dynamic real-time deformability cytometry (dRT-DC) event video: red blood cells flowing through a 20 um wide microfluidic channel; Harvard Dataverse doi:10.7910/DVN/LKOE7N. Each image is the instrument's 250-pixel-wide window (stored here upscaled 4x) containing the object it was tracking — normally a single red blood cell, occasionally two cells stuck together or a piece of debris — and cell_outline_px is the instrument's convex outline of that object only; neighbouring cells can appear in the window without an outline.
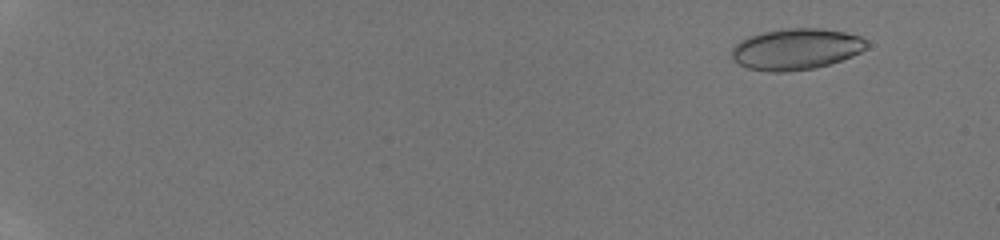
{"species": "human", "species_latin": "Homo sapiens", "temperature_condition": "room temperature", "stored_images_in_passage": 26, "camera_frame_rate_fps": 3000, "um_per_image_px": 0.085, "donor": {"sex": "male"}, "frame": {"image": 1, "passage_image": 2, "time_ms": 1.0, "image_size_px": [1000, 240], "cell_outline_px": [[868, 48], [852, 56], [816, 68], [784, 72], [768, 72], [748, 68], [732, 60], [732, 48], [740, 40], [748, 36], [764, 32], [788, 28], [824, 28], [844, 32], [860, 36], [868, 44]], "centroid_in_image_um": [67.66, 4.17], "position_along_channel_um": 17.3, "area_um2": 32.43}}
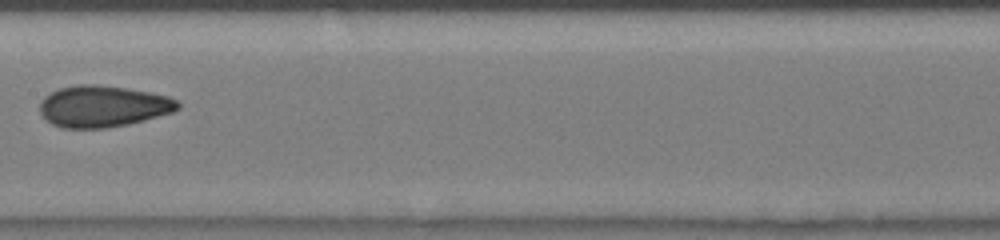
{"frame": {"image": 2, "passage_image": 13, "time_ms": 10.0, "image_size_px": [1000, 240], "cell_outline_px": [[180, 108], [172, 112], [144, 120], [128, 124], [108, 128], [64, 128], [52, 124], [40, 112], [40, 104], [44, 96], [60, 88], [80, 84], [92, 84], [124, 88], [148, 92], [168, 96], [176, 100], [180, 104]], "centroid_in_image_um": [8.75, 9.04], "position_along_channel_um": 198.6, "area_um2": 33.06}}
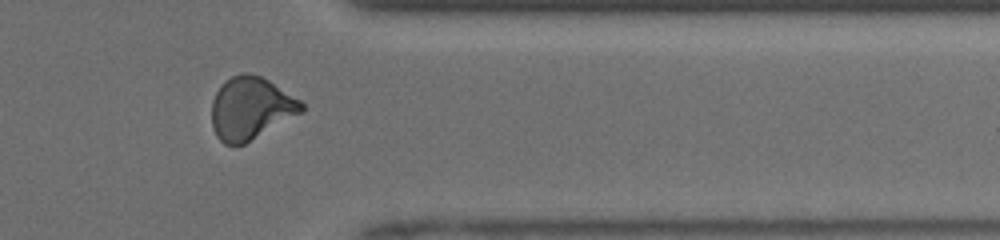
{"frame": {"image": 3, "passage_image": 21, "time_ms": 14.667, "image_size_px": [1000, 240], "cell_outline_px": [[304, 112], [244, 144], [236, 148], [224, 144], [216, 136], [212, 128], [212, 100], [220, 84], [224, 80], [240, 72], [248, 72], [260, 76], [268, 80], [300, 100], [304, 104]], "centroid_in_image_um": [21.29, 9.22], "position_along_channel_um": 390.1, "area_um2": 33.18}, "authors_computed_cell_mechanics": {"area_um2": 32.0501, "velocity_mm_per_s": 4.1715, "shape_relaxation_time_tau1_ms": 4.9612, "shape_relaxation_time_tau2_ms": 1.1488, "deformation_change_tau1": 0.1034, "deformation_change_tau2": 0.0524}}